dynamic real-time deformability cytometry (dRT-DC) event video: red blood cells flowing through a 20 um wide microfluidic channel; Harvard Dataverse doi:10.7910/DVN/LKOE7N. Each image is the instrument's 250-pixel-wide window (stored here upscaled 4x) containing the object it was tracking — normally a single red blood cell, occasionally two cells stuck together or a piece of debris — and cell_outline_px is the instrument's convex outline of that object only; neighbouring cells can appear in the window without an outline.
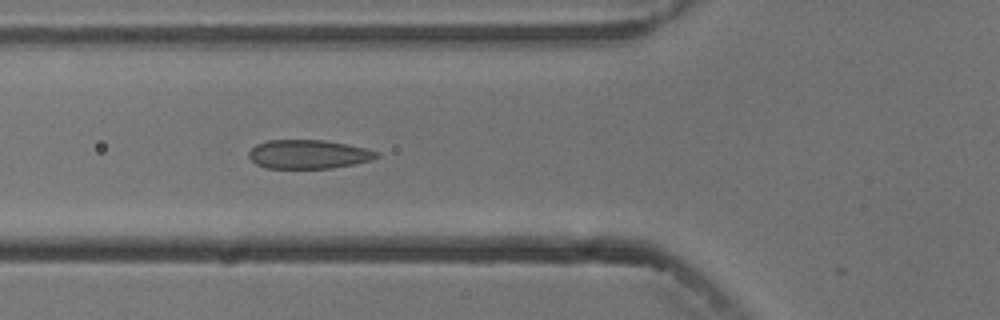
{"species": "common noctule bat (a hibernating species)", "species_latin": "Nyctalus noctula", "temperature_condition": "cold", "stored_images_in_passage": 6, "camera_frame_rate_fps": 3000, "um_per_image_px": 0.085, "animal": {"sex": "male", "body_mass_g": 13.3}, "frame": {"image": 1, "passage_image": 6, "time_ms": 6.667, "image_size_px": [1000, 320], "cell_outline_px": [[380, 156], [372, 160], [332, 168], [264, 168], [256, 164], [248, 156], [248, 152], [256, 144], [268, 140], [324, 140], [348, 144], [380, 152]], "centroid_in_image_um": [26.22, 13.11], "position_along_channel_um": 99.6, "area_um2": 21.56}}